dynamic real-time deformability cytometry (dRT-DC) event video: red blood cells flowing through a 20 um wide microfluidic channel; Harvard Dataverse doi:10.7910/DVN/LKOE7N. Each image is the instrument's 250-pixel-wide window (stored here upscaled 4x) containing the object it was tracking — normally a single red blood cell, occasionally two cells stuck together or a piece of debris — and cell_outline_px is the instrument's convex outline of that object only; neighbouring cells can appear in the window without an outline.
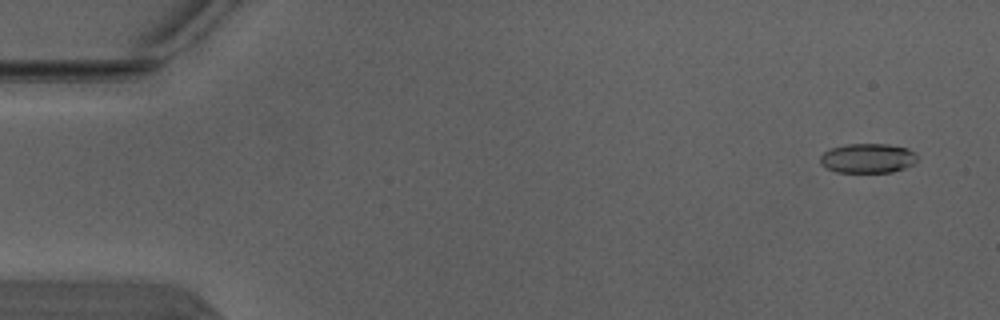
{"species": "Egyptian fruit bat (a non-hibernating species)", "species_latin": "Rousettus aegyptiacus", "temperature_condition": "warm", "stored_images_in_passage": 3, "camera_frame_rate_fps": 3000, "um_per_image_px": 0.085, "animal": {"sex": "male"}, "frame": {"image": 1, "passage_image": 1, "time_ms": 0.0, "image_size_px": [1000, 320], "cell_outline_px": [[916, 160], [912, 164], [904, 168], [892, 172], [836, 172], [820, 164], [820, 156], [824, 152], [832, 148], [848, 144], [888, 144], [908, 148], [916, 152]], "centroid_in_image_um": [73.76, 13.44], "position_along_channel_um": 11.2, "area_um2": 16.65}}